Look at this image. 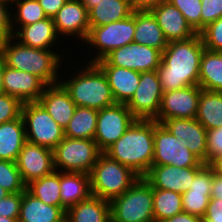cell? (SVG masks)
<instances>
[{"label": "cell", "instance_id": "1", "mask_svg": "<svg viewBox=\"0 0 222 222\" xmlns=\"http://www.w3.org/2000/svg\"><path fill=\"white\" fill-rule=\"evenodd\" d=\"M204 49L199 33L187 40L168 43L156 70L163 92L198 85Z\"/></svg>", "mask_w": 222, "mask_h": 222}, {"label": "cell", "instance_id": "2", "mask_svg": "<svg viewBox=\"0 0 222 222\" xmlns=\"http://www.w3.org/2000/svg\"><path fill=\"white\" fill-rule=\"evenodd\" d=\"M104 153L144 177L154 157V120L136 119Z\"/></svg>", "mask_w": 222, "mask_h": 222}, {"label": "cell", "instance_id": "3", "mask_svg": "<svg viewBox=\"0 0 222 222\" xmlns=\"http://www.w3.org/2000/svg\"><path fill=\"white\" fill-rule=\"evenodd\" d=\"M2 56L10 68L34 74L47 85L60 83L57 70L62 65L63 56L52 49L31 48L10 37L3 41Z\"/></svg>", "mask_w": 222, "mask_h": 222}, {"label": "cell", "instance_id": "4", "mask_svg": "<svg viewBox=\"0 0 222 222\" xmlns=\"http://www.w3.org/2000/svg\"><path fill=\"white\" fill-rule=\"evenodd\" d=\"M76 75L60 83L76 106L100 110L115 104L108 80L96 63H87Z\"/></svg>", "mask_w": 222, "mask_h": 222}, {"label": "cell", "instance_id": "5", "mask_svg": "<svg viewBox=\"0 0 222 222\" xmlns=\"http://www.w3.org/2000/svg\"><path fill=\"white\" fill-rule=\"evenodd\" d=\"M89 175L92 195L107 201L122 195L140 177L104 152L100 154Z\"/></svg>", "mask_w": 222, "mask_h": 222}, {"label": "cell", "instance_id": "6", "mask_svg": "<svg viewBox=\"0 0 222 222\" xmlns=\"http://www.w3.org/2000/svg\"><path fill=\"white\" fill-rule=\"evenodd\" d=\"M110 216L111 222H155L150 183L139 177L127 191L112 199Z\"/></svg>", "mask_w": 222, "mask_h": 222}, {"label": "cell", "instance_id": "7", "mask_svg": "<svg viewBox=\"0 0 222 222\" xmlns=\"http://www.w3.org/2000/svg\"><path fill=\"white\" fill-rule=\"evenodd\" d=\"M102 151L94 139H64L53 149L54 169L90 174Z\"/></svg>", "mask_w": 222, "mask_h": 222}, {"label": "cell", "instance_id": "8", "mask_svg": "<svg viewBox=\"0 0 222 222\" xmlns=\"http://www.w3.org/2000/svg\"><path fill=\"white\" fill-rule=\"evenodd\" d=\"M152 165L204 167V164L187 147V141L176 138L163 124L154 120V157Z\"/></svg>", "mask_w": 222, "mask_h": 222}, {"label": "cell", "instance_id": "9", "mask_svg": "<svg viewBox=\"0 0 222 222\" xmlns=\"http://www.w3.org/2000/svg\"><path fill=\"white\" fill-rule=\"evenodd\" d=\"M22 118L29 143L53 150L65 137L64 129L38 101L23 103Z\"/></svg>", "mask_w": 222, "mask_h": 222}, {"label": "cell", "instance_id": "10", "mask_svg": "<svg viewBox=\"0 0 222 222\" xmlns=\"http://www.w3.org/2000/svg\"><path fill=\"white\" fill-rule=\"evenodd\" d=\"M135 33V10L132 14L120 21L111 22L104 26H90L88 36L84 43L95 47L97 55L88 61L95 63L103 59L112 50L125 46L133 42Z\"/></svg>", "mask_w": 222, "mask_h": 222}, {"label": "cell", "instance_id": "11", "mask_svg": "<svg viewBox=\"0 0 222 222\" xmlns=\"http://www.w3.org/2000/svg\"><path fill=\"white\" fill-rule=\"evenodd\" d=\"M161 60L162 52L160 50L131 42L112 50L95 63L98 66H117L138 72H149L157 70Z\"/></svg>", "mask_w": 222, "mask_h": 222}, {"label": "cell", "instance_id": "12", "mask_svg": "<svg viewBox=\"0 0 222 222\" xmlns=\"http://www.w3.org/2000/svg\"><path fill=\"white\" fill-rule=\"evenodd\" d=\"M136 120L124 103H115L98 110L94 141L104 152L115 143Z\"/></svg>", "mask_w": 222, "mask_h": 222}, {"label": "cell", "instance_id": "13", "mask_svg": "<svg viewBox=\"0 0 222 222\" xmlns=\"http://www.w3.org/2000/svg\"><path fill=\"white\" fill-rule=\"evenodd\" d=\"M162 95V86L156 70L141 72L139 85L126 105L136 119L155 120Z\"/></svg>", "mask_w": 222, "mask_h": 222}, {"label": "cell", "instance_id": "14", "mask_svg": "<svg viewBox=\"0 0 222 222\" xmlns=\"http://www.w3.org/2000/svg\"><path fill=\"white\" fill-rule=\"evenodd\" d=\"M202 88L198 85L163 92L155 121L162 124L172 118H196Z\"/></svg>", "mask_w": 222, "mask_h": 222}, {"label": "cell", "instance_id": "15", "mask_svg": "<svg viewBox=\"0 0 222 222\" xmlns=\"http://www.w3.org/2000/svg\"><path fill=\"white\" fill-rule=\"evenodd\" d=\"M16 164L24 183L27 185L55 170L53 150L26 142L18 155Z\"/></svg>", "mask_w": 222, "mask_h": 222}, {"label": "cell", "instance_id": "16", "mask_svg": "<svg viewBox=\"0 0 222 222\" xmlns=\"http://www.w3.org/2000/svg\"><path fill=\"white\" fill-rule=\"evenodd\" d=\"M202 168L152 165L144 178L150 183L152 188L183 194V192L190 189L192 180Z\"/></svg>", "mask_w": 222, "mask_h": 222}, {"label": "cell", "instance_id": "17", "mask_svg": "<svg viewBox=\"0 0 222 222\" xmlns=\"http://www.w3.org/2000/svg\"><path fill=\"white\" fill-rule=\"evenodd\" d=\"M57 35L76 37L83 42L86 40L90 24L87 9L81 0H67L64 6L53 17Z\"/></svg>", "mask_w": 222, "mask_h": 222}, {"label": "cell", "instance_id": "18", "mask_svg": "<svg viewBox=\"0 0 222 222\" xmlns=\"http://www.w3.org/2000/svg\"><path fill=\"white\" fill-rule=\"evenodd\" d=\"M47 84L38 76L10 68L5 65L3 72L4 93L23 103L38 101Z\"/></svg>", "mask_w": 222, "mask_h": 222}, {"label": "cell", "instance_id": "19", "mask_svg": "<svg viewBox=\"0 0 222 222\" xmlns=\"http://www.w3.org/2000/svg\"><path fill=\"white\" fill-rule=\"evenodd\" d=\"M150 11L156 18L168 43L187 40L198 34L187 22L181 11L169 1L154 6Z\"/></svg>", "mask_w": 222, "mask_h": 222}, {"label": "cell", "instance_id": "20", "mask_svg": "<svg viewBox=\"0 0 222 222\" xmlns=\"http://www.w3.org/2000/svg\"><path fill=\"white\" fill-rule=\"evenodd\" d=\"M213 167L206 164L194 177L190 189L182 194L183 212L204 217L212 187Z\"/></svg>", "mask_w": 222, "mask_h": 222}, {"label": "cell", "instance_id": "21", "mask_svg": "<svg viewBox=\"0 0 222 222\" xmlns=\"http://www.w3.org/2000/svg\"><path fill=\"white\" fill-rule=\"evenodd\" d=\"M176 138L187 141V147L206 164V129L196 118H172L162 123Z\"/></svg>", "mask_w": 222, "mask_h": 222}, {"label": "cell", "instance_id": "22", "mask_svg": "<svg viewBox=\"0 0 222 222\" xmlns=\"http://www.w3.org/2000/svg\"><path fill=\"white\" fill-rule=\"evenodd\" d=\"M38 102L64 130L77 107L61 83L47 85Z\"/></svg>", "mask_w": 222, "mask_h": 222}, {"label": "cell", "instance_id": "23", "mask_svg": "<svg viewBox=\"0 0 222 222\" xmlns=\"http://www.w3.org/2000/svg\"><path fill=\"white\" fill-rule=\"evenodd\" d=\"M13 37L21 44L35 49H51L57 43V35L53 18H46L38 22L17 27Z\"/></svg>", "mask_w": 222, "mask_h": 222}, {"label": "cell", "instance_id": "24", "mask_svg": "<svg viewBox=\"0 0 222 222\" xmlns=\"http://www.w3.org/2000/svg\"><path fill=\"white\" fill-rule=\"evenodd\" d=\"M66 210L62 206L45 204L27 190L23 191L18 222H65Z\"/></svg>", "mask_w": 222, "mask_h": 222}, {"label": "cell", "instance_id": "25", "mask_svg": "<svg viewBox=\"0 0 222 222\" xmlns=\"http://www.w3.org/2000/svg\"><path fill=\"white\" fill-rule=\"evenodd\" d=\"M99 67L107 77L115 102L126 104L139 85L141 72L117 66Z\"/></svg>", "mask_w": 222, "mask_h": 222}, {"label": "cell", "instance_id": "26", "mask_svg": "<svg viewBox=\"0 0 222 222\" xmlns=\"http://www.w3.org/2000/svg\"><path fill=\"white\" fill-rule=\"evenodd\" d=\"M91 193L90 175L83 172L60 171L61 206L67 210L87 200Z\"/></svg>", "mask_w": 222, "mask_h": 222}, {"label": "cell", "instance_id": "27", "mask_svg": "<svg viewBox=\"0 0 222 222\" xmlns=\"http://www.w3.org/2000/svg\"><path fill=\"white\" fill-rule=\"evenodd\" d=\"M133 42L160 50L167 47L161 27L150 10H135V33Z\"/></svg>", "mask_w": 222, "mask_h": 222}, {"label": "cell", "instance_id": "28", "mask_svg": "<svg viewBox=\"0 0 222 222\" xmlns=\"http://www.w3.org/2000/svg\"><path fill=\"white\" fill-rule=\"evenodd\" d=\"M26 142L25 124L22 116L0 124V160L16 162Z\"/></svg>", "mask_w": 222, "mask_h": 222}, {"label": "cell", "instance_id": "29", "mask_svg": "<svg viewBox=\"0 0 222 222\" xmlns=\"http://www.w3.org/2000/svg\"><path fill=\"white\" fill-rule=\"evenodd\" d=\"M65 222H111L110 201L91 195L66 210Z\"/></svg>", "mask_w": 222, "mask_h": 222}, {"label": "cell", "instance_id": "30", "mask_svg": "<svg viewBox=\"0 0 222 222\" xmlns=\"http://www.w3.org/2000/svg\"><path fill=\"white\" fill-rule=\"evenodd\" d=\"M198 86L206 91L222 92V52L204 49Z\"/></svg>", "mask_w": 222, "mask_h": 222}, {"label": "cell", "instance_id": "31", "mask_svg": "<svg viewBox=\"0 0 222 222\" xmlns=\"http://www.w3.org/2000/svg\"><path fill=\"white\" fill-rule=\"evenodd\" d=\"M133 8L127 0H100L89 14L90 26H104L129 17Z\"/></svg>", "mask_w": 222, "mask_h": 222}, {"label": "cell", "instance_id": "32", "mask_svg": "<svg viewBox=\"0 0 222 222\" xmlns=\"http://www.w3.org/2000/svg\"><path fill=\"white\" fill-rule=\"evenodd\" d=\"M196 119L206 130L222 127V92L201 90Z\"/></svg>", "mask_w": 222, "mask_h": 222}, {"label": "cell", "instance_id": "33", "mask_svg": "<svg viewBox=\"0 0 222 222\" xmlns=\"http://www.w3.org/2000/svg\"><path fill=\"white\" fill-rule=\"evenodd\" d=\"M98 110L77 106L73 117L64 130L65 137L94 139Z\"/></svg>", "mask_w": 222, "mask_h": 222}, {"label": "cell", "instance_id": "34", "mask_svg": "<svg viewBox=\"0 0 222 222\" xmlns=\"http://www.w3.org/2000/svg\"><path fill=\"white\" fill-rule=\"evenodd\" d=\"M26 190L45 204L61 206L60 171L54 170L51 174L31 181Z\"/></svg>", "mask_w": 222, "mask_h": 222}, {"label": "cell", "instance_id": "35", "mask_svg": "<svg viewBox=\"0 0 222 222\" xmlns=\"http://www.w3.org/2000/svg\"><path fill=\"white\" fill-rule=\"evenodd\" d=\"M153 211L155 222H163L183 212L182 194L153 188Z\"/></svg>", "mask_w": 222, "mask_h": 222}, {"label": "cell", "instance_id": "36", "mask_svg": "<svg viewBox=\"0 0 222 222\" xmlns=\"http://www.w3.org/2000/svg\"><path fill=\"white\" fill-rule=\"evenodd\" d=\"M13 5L17 7L15 14L13 11L11 15L13 32L17 30L18 25L19 27L26 26L47 18L38 0H19L11 6Z\"/></svg>", "mask_w": 222, "mask_h": 222}, {"label": "cell", "instance_id": "37", "mask_svg": "<svg viewBox=\"0 0 222 222\" xmlns=\"http://www.w3.org/2000/svg\"><path fill=\"white\" fill-rule=\"evenodd\" d=\"M0 187L9 193H19L26 190L16 162L0 160Z\"/></svg>", "mask_w": 222, "mask_h": 222}, {"label": "cell", "instance_id": "38", "mask_svg": "<svg viewBox=\"0 0 222 222\" xmlns=\"http://www.w3.org/2000/svg\"><path fill=\"white\" fill-rule=\"evenodd\" d=\"M177 7L190 26L199 33L201 31V0H167Z\"/></svg>", "mask_w": 222, "mask_h": 222}, {"label": "cell", "instance_id": "39", "mask_svg": "<svg viewBox=\"0 0 222 222\" xmlns=\"http://www.w3.org/2000/svg\"><path fill=\"white\" fill-rule=\"evenodd\" d=\"M205 49L222 52V17L199 32Z\"/></svg>", "mask_w": 222, "mask_h": 222}, {"label": "cell", "instance_id": "40", "mask_svg": "<svg viewBox=\"0 0 222 222\" xmlns=\"http://www.w3.org/2000/svg\"><path fill=\"white\" fill-rule=\"evenodd\" d=\"M23 102L8 94L0 95V124L22 116Z\"/></svg>", "mask_w": 222, "mask_h": 222}, {"label": "cell", "instance_id": "41", "mask_svg": "<svg viewBox=\"0 0 222 222\" xmlns=\"http://www.w3.org/2000/svg\"><path fill=\"white\" fill-rule=\"evenodd\" d=\"M207 157L206 164H211L222 155V127L206 130Z\"/></svg>", "mask_w": 222, "mask_h": 222}, {"label": "cell", "instance_id": "42", "mask_svg": "<svg viewBox=\"0 0 222 222\" xmlns=\"http://www.w3.org/2000/svg\"><path fill=\"white\" fill-rule=\"evenodd\" d=\"M22 198L23 192H19L9 193L6 197L0 199V216L18 220Z\"/></svg>", "mask_w": 222, "mask_h": 222}, {"label": "cell", "instance_id": "43", "mask_svg": "<svg viewBox=\"0 0 222 222\" xmlns=\"http://www.w3.org/2000/svg\"><path fill=\"white\" fill-rule=\"evenodd\" d=\"M201 30L222 17V0H201Z\"/></svg>", "mask_w": 222, "mask_h": 222}, {"label": "cell", "instance_id": "44", "mask_svg": "<svg viewBox=\"0 0 222 222\" xmlns=\"http://www.w3.org/2000/svg\"><path fill=\"white\" fill-rule=\"evenodd\" d=\"M9 7L11 5L5 1L0 0V38L5 41L10 37H13L14 32L11 25V15Z\"/></svg>", "mask_w": 222, "mask_h": 222}, {"label": "cell", "instance_id": "45", "mask_svg": "<svg viewBox=\"0 0 222 222\" xmlns=\"http://www.w3.org/2000/svg\"><path fill=\"white\" fill-rule=\"evenodd\" d=\"M202 222H222V199H210Z\"/></svg>", "mask_w": 222, "mask_h": 222}, {"label": "cell", "instance_id": "46", "mask_svg": "<svg viewBox=\"0 0 222 222\" xmlns=\"http://www.w3.org/2000/svg\"><path fill=\"white\" fill-rule=\"evenodd\" d=\"M48 18H53L67 0H38Z\"/></svg>", "mask_w": 222, "mask_h": 222}, {"label": "cell", "instance_id": "47", "mask_svg": "<svg viewBox=\"0 0 222 222\" xmlns=\"http://www.w3.org/2000/svg\"><path fill=\"white\" fill-rule=\"evenodd\" d=\"M210 199H222V174L213 168Z\"/></svg>", "mask_w": 222, "mask_h": 222}, {"label": "cell", "instance_id": "48", "mask_svg": "<svg viewBox=\"0 0 222 222\" xmlns=\"http://www.w3.org/2000/svg\"><path fill=\"white\" fill-rule=\"evenodd\" d=\"M133 10H150L167 0H127Z\"/></svg>", "mask_w": 222, "mask_h": 222}, {"label": "cell", "instance_id": "49", "mask_svg": "<svg viewBox=\"0 0 222 222\" xmlns=\"http://www.w3.org/2000/svg\"><path fill=\"white\" fill-rule=\"evenodd\" d=\"M163 222H202V219L196 215L181 212L173 217L167 218Z\"/></svg>", "mask_w": 222, "mask_h": 222}, {"label": "cell", "instance_id": "50", "mask_svg": "<svg viewBox=\"0 0 222 222\" xmlns=\"http://www.w3.org/2000/svg\"><path fill=\"white\" fill-rule=\"evenodd\" d=\"M5 60L3 56H0V95L4 94V88H3V72L5 69Z\"/></svg>", "mask_w": 222, "mask_h": 222}, {"label": "cell", "instance_id": "51", "mask_svg": "<svg viewBox=\"0 0 222 222\" xmlns=\"http://www.w3.org/2000/svg\"><path fill=\"white\" fill-rule=\"evenodd\" d=\"M210 165L214 168L215 171L222 174V155L214 160Z\"/></svg>", "mask_w": 222, "mask_h": 222}, {"label": "cell", "instance_id": "52", "mask_svg": "<svg viewBox=\"0 0 222 222\" xmlns=\"http://www.w3.org/2000/svg\"><path fill=\"white\" fill-rule=\"evenodd\" d=\"M100 0H81L84 7L89 12L92 8L96 6V3H98Z\"/></svg>", "mask_w": 222, "mask_h": 222}, {"label": "cell", "instance_id": "53", "mask_svg": "<svg viewBox=\"0 0 222 222\" xmlns=\"http://www.w3.org/2000/svg\"><path fill=\"white\" fill-rule=\"evenodd\" d=\"M0 222H18V220L0 216Z\"/></svg>", "mask_w": 222, "mask_h": 222}, {"label": "cell", "instance_id": "54", "mask_svg": "<svg viewBox=\"0 0 222 222\" xmlns=\"http://www.w3.org/2000/svg\"><path fill=\"white\" fill-rule=\"evenodd\" d=\"M9 194L8 191H6L5 189H3L2 187H0V199L6 197Z\"/></svg>", "mask_w": 222, "mask_h": 222}, {"label": "cell", "instance_id": "55", "mask_svg": "<svg viewBox=\"0 0 222 222\" xmlns=\"http://www.w3.org/2000/svg\"><path fill=\"white\" fill-rule=\"evenodd\" d=\"M2 1H5L7 2L8 4L12 5L13 3L19 1V0H2Z\"/></svg>", "mask_w": 222, "mask_h": 222}, {"label": "cell", "instance_id": "56", "mask_svg": "<svg viewBox=\"0 0 222 222\" xmlns=\"http://www.w3.org/2000/svg\"><path fill=\"white\" fill-rule=\"evenodd\" d=\"M2 44H3V40L0 38V56H2Z\"/></svg>", "mask_w": 222, "mask_h": 222}]
</instances>
